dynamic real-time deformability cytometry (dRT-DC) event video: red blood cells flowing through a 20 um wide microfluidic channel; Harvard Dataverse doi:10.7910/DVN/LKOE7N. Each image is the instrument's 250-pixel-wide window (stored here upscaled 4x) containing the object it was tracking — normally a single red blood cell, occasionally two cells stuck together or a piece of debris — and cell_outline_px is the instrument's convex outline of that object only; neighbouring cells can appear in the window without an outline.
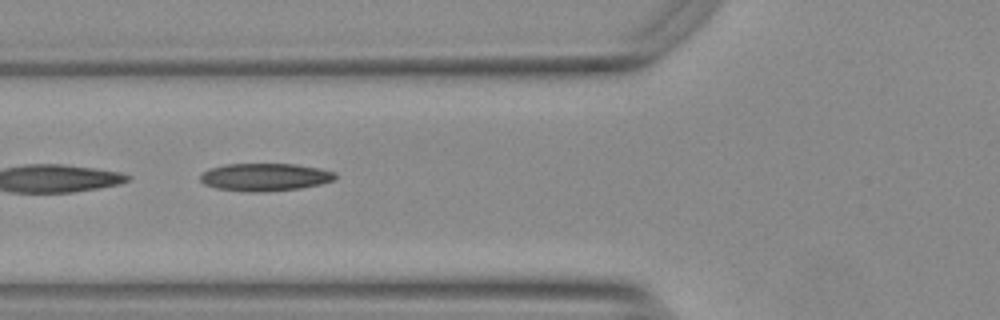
{"species": "Egyptian fruit bat (a non-hibernating species)", "species_latin": "Rousettus aegyptiacus", "temperature_condition": "warm", "stored_images_in_passage": 10, "camera_frame_rate_fps": 3000, "um_per_image_px": 0.085, "animal": {"sex": "female"}, "frame": {"image": 1, "passage_image": 6, "time_ms": 1.667, "image_size_px": [1000, 320], "cell_outline_px": [[336, 180], [320, 184], [300, 188], [260, 192], [248, 192], [216, 188], [204, 184], [200, 180], [200, 176], [208, 168], [224, 164], [296, 164], [320, 168], [336, 172]], "centroid_in_image_um": [22.53, 15.05], "position_along_channel_um": 103.3, "area_um2": 21.91}}